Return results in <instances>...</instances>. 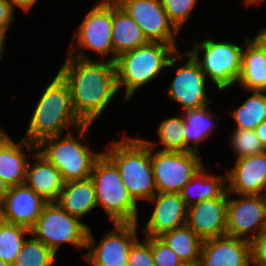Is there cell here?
<instances>
[{
  "instance_id": "obj_21",
  "label": "cell",
  "mask_w": 266,
  "mask_h": 266,
  "mask_svg": "<svg viewBox=\"0 0 266 266\" xmlns=\"http://www.w3.org/2000/svg\"><path fill=\"white\" fill-rule=\"evenodd\" d=\"M32 157L37 161L33 165L28 162L25 184L47 202H56L64 185L59 170L38 151Z\"/></svg>"
},
{
  "instance_id": "obj_37",
  "label": "cell",
  "mask_w": 266,
  "mask_h": 266,
  "mask_svg": "<svg viewBox=\"0 0 266 266\" xmlns=\"http://www.w3.org/2000/svg\"><path fill=\"white\" fill-rule=\"evenodd\" d=\"M14 8L9 0H0V32L7 33L14 18Z\"/></svg>"
},
{
  "instance_id": "obj_6",
  "label": "cell",
  "mask_w": 266,
  "mask_h": 266,
  "mask_svg": "<svg viewBox=\"0 0 266 266\" xmlns=\"http://www.w3.org/2000/svg\"><path fill=\"white\" fill-rule=\"evenodd\" d=\"M90 178L97 206H102L113 223H137V204L123 183L118 168L104 154L96 160Z\"/></svg>"
},
{
  "instance_id": "obj_9",
  "label": "cell",
  "mask_w": 266,
  "mask_h": 266,
  "mask_svg": "<svg viewBox=\"0 0 266 266\" xmlns=\"http://www.w3.org/2000/svg\"><path fill=\"white\" fill-rule=\"evenodd\" d=\"M145 141L151 147L153 175L159 193H180L203 166L197 152L155 151L156 143Z\"/></svg>"
},
{
  "instance_id": "obj_12",
  "label": "cell",
  "mask_w": 266,
  "mask_h": 266,
  "mask_svg": "<svg viewBox=\"0 0 266 266\" xmlns=\"http://www.w3.org/2000/svg\"><path fill=\"white\" fill-rule=\"evenodd\" d=\"M228 193L226 236L251 240L266 229V195H238ZM256 230L257 233L249 235Z\"/></svg>"
},
{
  "instance_id": "obj_20",
  "label": "cell",
  "mask_w": 266,
  "mask_h": 266,
  "mask_svg": "<svg viewBox=\"0 0 266 266\" xmlns=\"http://www.w3.org/2000/svg\"><path fill=\"white\" fill-rule=\"evenodd\" d=\"M27 152H36V144L24 138L16 143L2 129L0 130V177L8 187L24 184L26 178Z\"/></svg>"
},
{
  "instance_id": "obj_38",
  "label": "cell",
  "mask_w": 266,
  "mask_h": 266,
  "mask_svg": "<svg viewBox=\"0 0 266 266\" xmlns=\"http://www.w3.org/2000/svg\"><path fill=\"white\" fill-rule=\"evenodd\" d=\"M11 2V4L13 5V8L15 9V7H19L20 9H22L24 12H29L32 7L34 6V4L38 1V0H9Z\"/></svg>"
},
{
  "instance_id": "obj_17",
  "label": "cell",
  "mask_w": 266,
  "mask_h": 266,
  "mask_svg": "<svg viewBox=\"0 0 266 266\" xmlns=\"http://www.w3.org/2000/svg\"><path fill=\"white\" fill-rule=\"evenodd\" d=\"M228 193L234 195H266V150L236 159L226 173Z\"/></svg>"
},
{
  "instance_id": "obj_24",
  "label": "cell",
  "mask_w": 266,
  "mask_h": 266,
  "mask_svg": "<svg viewBox=\"0 0 266 266\" xmlns=\"http://www.w3.org/2000/svg\"><path fill=\"white\" fill-rule=\"evenodd\" d=\"M245 45L237 83L248 91H266V51L250 38Z\"/></svg>"
},
{
  "instance_id": "obj_19",
  "label": "cell",
  "mask_w": 266,
  "mask_h": 266,
  "mask_svg": "<svg viewBox=\"0 0 266 266\" xmlns=\"http://www.w3.org/2000/svg\"><path fill=\"white\" fill-rule=\"evenodd\" d=\"M250 241L223 236L202 242L200 266H250Z\"/></svg>"
},
{
  "instance_id": "obj_7",
  "label": "cell",
  "mask_w": 266,
  "mask_h": 266,
  "mask_svg": "<svg viewBox=\"0 0 266 266\" xmlns=\"http://www.w3.org/2000/svg\"><path fill=\"white\" fill-rule=\"evenodd\" d=\"M241 46L227 42H214L212 39L203 40L200 44L196 40L192 51H187L199 64L206 77L217 86L218 90L233 86L237 83L241 74L242 48ZM203 51V58L199 56Z\"/></svg>"
},
{
  "instance_id": "obj_42",
  "label": "cell",
  "mask_w": 266,
  "mask_h": 266,
  "mask_svg": "<svg viewBox=\"0 0 266 266\" xmlns=\"http://www.w3.org/2000/svg\"><path fill=\"white\" fill-rule=\"evenodd\" d=\"M6 34L3 32H0V59L2 58L3 52L5 51L4 45H5V36Z\"/></svg>"
},
{
  "instance_id": "obj_18",
  "label": "cell",
  "mask_w": 266,
  "mask_h": 266,
  "mask_svg": "<svg viewBox=\"0 0 266 266\" xmlns=\"http://www.w3.org/2000/svg\"><path fill=\"white\" fill-rule=\"evenodd\" d=\"M149 201L155 207L143 230L146 237H160L186 224L187 206L180 193L157 192Z\"/></svg>"
},
{
  "instance_id": "obj_28",
  "label": "cell",
  "mask_w": 266,
  "mask_h": 266,
  "mask_svg": "<svg viewBox=\"0 0 266 266\" xmlns=\"http://www.w3.org/2000/svg\"><path fill=\"white\" fill-rule=\"evenodd\" d=\"M250 92L252 95L241 106L230 112L237 123L236 129L254 130L266 120V91Z\"/></svg>"
},
{
  "instance_id": "obj_13",
  "label": "cell",
  "mask_w": 266,
  "mask_h": 266,
  "mask_svg": "<svg viewBox=\"0 0 266 266\" xmlns=\"http://www.w3.org/2000/svg\"><path fill=\"white\" fill-rule=\"evenodd\" d=\"M139 25L150 42H162L178 47L179 32L169 21L160 0H114Z\"/></svg>"
},
{
  "instance_id": "obj_40",
  "label": "cell",
  "mask_w": 266,
  "mask_h": 266,
  "mask_svg": "<svg viewBox=\"0 0 266 266\" xmlns=\"http://www.w3.org/2000/svg\"><path fill=\"white\" fill-rule=\"evenodd\" d=\"M253 40L263 49L266 51V27L262 29L254 38Z\"/></svg>"
},
{
  "instance_id": "obj_16",
  "label": "cell",
  "mask_w": 266,
  "mask_h": 266,
  "mask_svg": "<svg viewBox=\"0 0 266 266\" xmlns=\"http://www.w3.org/2000/svg\"><path fill=\"white\" fill-rule=\"evenodd\" d=\"M228 191L187 207L186 224L204 241L226 236Z\"/></svg>"
},
{
  "instance_id": "obj_23",
  "label": "cell",
  "mask_w": 266,
  "mask_h": 266,
  "mask_svg": "<svg viewBox=\"0 0 266 266\" xmlns=\"http://www.w3.org/2000/svg\"><path fill=\"white\" fill-rule=\"evenodd\" d=\"M56 203L71 216L82 220L84 215L97 207L92 179L64 182Z\"/></svg>"
},
{
  "instance_id": "obj_3",
  "label": "cell",
  "mask_w": 266,
  "mask_h": 266,
  "mask_svg": "<svg viewBox=\"0 0 266 266\" xmlns=\"http://www.w3.org/2000/svg\"><path fill=\"white\" fill-rule=\"evenodd\" d=\"M183 56L177 47L162 42H149L118 56L117 86L118 90L125 86L124 101L130 100L139 87L151 82L164 68L174 67Z\"/></svg>"
},
{
  "instance_id": "obj_41",
  "label": "cell",
  "mask_w": 266,
  "mask_h": 266,
  "mask_svg": "<svg viewBox=\"0 0 266 266\" xmlns=\"http://www.w3.org/2000/svg\"><path fill=\"white\" fill-rule=\"evenodd\" d=\"M7 191H8V186L4 183V181L0 177V204L3 202Z\"/></svg>"
},
{
  "instance_id": "obj_31",
  "label": "cell",
  "mask_w": 266,
  "mask_h": 266,
  "mask_svg": "<svg viewBox=\"0 0 266 266\" xmlns=\"http://www.w3.org/2000/svg\"><path fill=\"white\" fill-rule=\"evenodd\" d=\"M184 118L171 117L161 122L157 128L159 141L163 145L162 151L185 152Z\"/></svg>"
},
{
  "instance_id": "obj_26",
  "label": "cell",
  "mask_w": 266,
  "mask_h": 266,
  "mask_svg": "<svg viewBox=\"0 0 266 266\" xmlns=\"http://www.w3.org/2000/svg\"><path fill=\"white\" fill-rule=\"evenodd\" d=\"M159 238L183 263L199 262L203 240L187 224L166 232Z\"/></svg>"
},
{
  "instance_id": "obj_1",
  "label": "cell",
  "mask_w": 266,
  "mask_h": 266,
  "mask_svg": "<svg viewBox=\"0 0 266 266\" xmlns=\"http://www.w3.org/2000/svg\"><path fill=\"white\" fill-rule=\"evenodd\" d=\"M58 73L67 82L75 114L84 124L102 114L118 93L115 62L66 58Z\"/></svg>"
},
{
  "instance_id": "obj_33",
  "label": "cell",
  "mask_w": 266,
  "mask_h": 266,
  "mask_svg": "<svg viewBox=\"0 0 266 266\" xmlns=\"http://www.w3.org/2000/svg\"><path fill=\"white\" fill-rule=\"evenodd\" d=\"M169 21L180 31L198 0H160Z\"/></svg>"
},
{
  "instance_id": "obj_27",
  "label": "cell",
  "mask_w": 266,
  "mask_h": 266,
  "mask_svg": "<svg viewBox=\"0 0 266 266\" xmlns=\"http://www.w3.org/2000/svg\"><path fill=\"white\" fill-rule=\"evenodd\" d=\"M207 106L201 109L185 110L184 118V133H185V152H197L200 142L211 135L214 128L213 113L207 111ZM212 119V120H211ZM192 142L193 148L191 147Z\"/></svg>"
},
{
  "instance_id": "obj_2",
  "label": "cell",
  "mask_w": 266,
  "mask_h": 266,
  "mask_svg": "<svg viewBox=\"0 0 266 266\" xmlns=\"http://www.w3.org/2000/svg\"><path fill=\"white\" fill-rule=\"evenodd\" d=\"M83 124L73 110L67 82L57 73L41 95L24 139L37 145L45 138L61 135L65 129L70 132L71 125L79 128Z\"/></svg>"
},
{
  "instance_id": "obj_14",
  "label": "cell",
  "mask_w": 266,
  "mask_h": 266,
  "mask_svg": "<svg viewBox=\"0 0 266 266\" xmlns=\"http://www.w3.org/2000/svg\"><path fill=\"white\" fill-rule=\"evenodd\" d=\"M185 56L189 60L176 68V75L166 93L184 110L201 109L211 101L206 96L207 77L190 54L186 52Z\"/></svg>"
},
{
  "instance_id": "obj_34",
  "label": "cell",
  "mask_w": 266,
  "mask_h": 266,
  "mask_svg": "<svg viewBox=\"0 0 266 266\" xmlns=\"http://www.w3.org/2000/svg\"><path fill=\"white\" fill-rule=\"evenodd\" d=\"M151 253L155 266H181L178 255L159 237H151Z\"/></svg>"
},
{
  "instance_id": "obj_25",
  "label": "cell",
  "mask_w": 266,
  "mask_h": 266,
  "mask_svg": "<svg viewBox=\"0 0 266 266\" xmlns=\"http://www.w3.org/2000/svg\"><path fill=\"white\" fill-rule=\"evenodd\" d=\"M226 190V176L219 177L207 173L204 166H202L191 180L181 189L180 195L186 206L189 207L203 200L218 198ZM191 197H194V200L191 199Z\"/></svg>"
},
{
  "instance_id": "obj_35",
  "label": "cell",
  "mask_w": 266,
  "mask_h": 266,
  "mask_svg": "<svg viewBox=\"0 0 266 266\" xmlns=\"http://www.w3.org/2000/svg\"><path fill=\"white\" fill-rule=\"evenodd\" d=\"M146 240L133 243L128 255L127 266H155L151 253V237H146Z\"/></svg>"
},
{
  "instance_id": "obj_39",
  "label": "cell",
  "mask_w": 266,
  "mask_h": 266,
  "mask_svg": "<svg viewBox=\"0 0 266 266\" xmlns=\"http://www.w3.org/2000/svg\"><path fill=\"white\" fill-rule=\"evenodd\" d=\"M254 130L259 137L261 144L266 150V120L261 122Z\"/></svg>"
},
{
  "instance_id": "obj_11",
  "label": "cell",
  "mask_w": 266,
  "mask_h": 266,
  "mask_svg": "<svg viewBox=\"0 0 266 266\" xmlns=\"http://www.w3.org/2000/svg\"><path fill=\"white\" fill-rule=\"evenodd\" d=\"M116 229L109 231L96 245L89 228L86 248L90 251L82 255L93 266H127L128 255L137 237V223H114Z\"/></svg>"
},
{
  "instance_id": "obj_4",
  "label": "cell",
  "mask_w": 266,
  "mask_h": 266,
  "mask_svg": "<svg viewBox=\"0 0 266 266\" xmlns=\"http://www.w3.org/2000/svg\"><path fill=\"white\" fill-rule=\"evenodd\" d=\"M111 144V147L103 153L118 168L130 196L136 203L138 200L149 201L157 193L151 147L145 139L132 137H125Z\"/></svg>"
},
{
  "instance_id": "obj_46",
  "label": "cell",
  "mask_w": 266,
  "mask_h": 266,
  "mask_svg": "<svg viewBox=\"0 0 266 266\" xmlns=\"http://www.w3.org/2000/svg\"><path fill=\"white\" fill-rule=\"evenodd\" d=\"M0 266H12L0 258Z\"/></svg>"
},
{
  "instance_id": "obj_45",
  "label": "cell",
  "mask_w": 266,
  "mask_h": 266,
  "mask_svg": "<svg viewBox=\"0 0 266 266\" xmlns=\"http://www.w3.org/2000/svg\"><path fill=\"white\" fill-rule=\"evenodd\" d=\"M181 266H200L199 262L183 263Z\"/></svg>"
},
{
  "instance_id": "obj_30",
  "label": "cell",
  "mask_w": 266,
  "mask_h": 266,
  "mask_svg": "<svg viewBox=\"0 0 266 266\" xmlns=\"http://www.w3.org/2000/svg\"><path fill=\"white\" fill-rule=\"evenodd\" d=\"M56 254L34 237L24 241L12 266H52Z\"/></svg>"
},
{
  "instance_id": "obj_5",
  "label": "cell",
  "mask_w": 266,
  "mask_h": 266,
  "mask_svg": "<svg viewBox=\"0 0 266 266\" xmlns=\"http://www.w3.org/2000/svg\"><path fill=\"white\" fill-rule=\"evenodd\" d=\"M90 127L91 124L80 126L78 137L67 131L63 138L62 135L48 137L36 145L37 151L59 170L64 182L90 178L94 163L102 155L82 144Z\"/></svg>"
},
{
  "instance_id": "obj_43",
  "label": "cell",
  "mask_w": 266,
  "mask_h": 266,
  "mask_svg": "<svg viewBox=\"0 0 266 266\" xmlns=\"http://www.w3.org/2000/svg\"><path fill=\"white\" fill-rule=\"evenodd\" d=\"M250 265H253V266H266V261H251Z\"/></svg>"
},
{
  "instance_id": "obj_15",
  "label": "cell",
  "mask_w": 266,
  "mask_h": 266,
  "mask_svg": "<svg viewBox=\"0 0 266 266\" xmlns=\"http://www.w3.org/2000/svg\"><path fill=\"white\" fill-rule=\"evenodd\" d=\"M48 203L25 183L8 187L0 204V219L31 229Z\"/></svg>"
},
{
  "instance_id": "obj_10",
  "label": "cell",
  "mask_w": 266,
  "mask_h": 266,
  "mask_svg": "<svg viewBox=\"0 0 266 266\" xmlns=\"http://www.w3.org/2000/svg\"><path fill=\"white\" fill-rule=\"evenodd\" d=\"M112 23H113V0H100L88 11L84 20L78 28L77 43L75 47L79 52L72 48L71 44L69 56H74L83 60H92L85 53V49L95 51L102 57L113 53L112 46Z\"/></svg>"
},
{
  "instance_id": "obj_8",
  "label": "cell",
  "mask_w": 266,
  "mask_h": 266,
  "mask_svg": "<svg viewBox=\"0 0 266 266\" xmlns=\"http://www.w3.org/2000/svg\"><path fill=\"white\" fill-rule=\"evenodd\" d=\"M88 231V225L80 219L71 216L56 202H49L30 229V235L42 241L56 254L62 243L86 249Z\"/></svg>"
},
{
  "instance_id": "obj_44",
  "label": "cell",
  "mask_w": 266,
  "mask_h": 266,
  "mask_svg": "<svg viewBox=\"0 0 266 266\" xmlns=\"http://www.w3.org/2000/svg\"><path fill=\"white\" fill-rule=\"evenodd\" d=\"M262 1H264V0H245L247 6H249L251 4L253 5L255 3L258 4V3L262 2Z\"/></svg>"
},
{
  "instance_id": "obj_36",
  "label": "cell",
  "mask_w": 266,
  "mask_h": 266,
  "mask_svg": "<svg viewBox=\"0 0 266 266\" xmlns=\"http://www.w3.org/2000/svg\"><path fill=\"white\" fill-rule=\"evenodd\" d=\"M251 261H266V229L250 240Z\"/></svg>"
},
{
  "instance_id": "obj_32",
  "label": "cell",
  "mask_w": 266,
  "mask_h": 266,
  "mask_svg": "<svg viewBox=\"0 0 266 266\" xmlns=\"http://www.w3.org/2000/svg\"><path fill=\"white\" fill-rule=\"evenodd\" d=\"M230 143L237 158L248 157L265 151L255 130L235 129Z\"/></svg>"
},
{
  "instance_id": "obj_22",
  "label": "cell",
  "mask_w": 266,
  "mask_h": 266,
  "mask_svg": "<svg viewBox=\"0 0 266 266\" xmlns=\"http://www.w3.org/2000/svg\"><path fill=\"white\" fill-rule=\"evenodd\" d=\"M111 36L113 55L108 60L112 62H115L121 54L132 51L150 42L139 25L114 0Z\"/></svg>"
},
{
  "instance_id": "obj_29",
  "label": "cell",
  "mask_w": 266,
  "mask_h": 266,
  "mask_svg": "<svg viewBox=\"0 0 266 266\" xmlns=\"http://www.w3.org/2000/svg\"><path fill=\"white\" fill-rule=\"evenodd\" d=\"M30 229L21 225L9 223L0 219V258L12 265L21 251Z\"/></svg>"
}]
</instances>
